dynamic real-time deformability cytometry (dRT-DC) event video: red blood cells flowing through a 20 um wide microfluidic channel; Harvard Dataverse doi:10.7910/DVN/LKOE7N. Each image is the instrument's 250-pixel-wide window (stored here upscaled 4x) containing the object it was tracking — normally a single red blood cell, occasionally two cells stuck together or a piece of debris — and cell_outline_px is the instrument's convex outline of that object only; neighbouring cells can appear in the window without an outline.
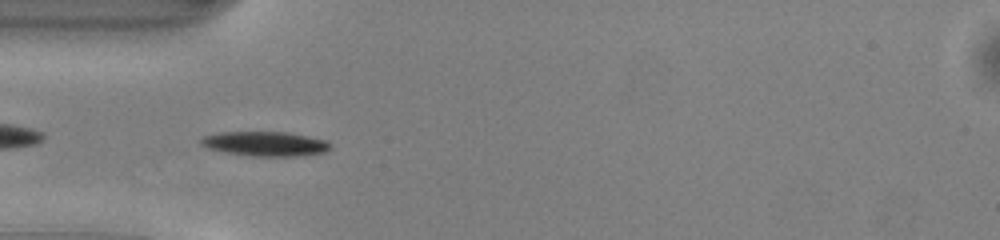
{"species": "common noctule bat (a hibernating species)", "species_latin": "Nyctalus noctula", "temperature_condition": "warm", "stored_images_in_passage": 36, "camera_frame_rate_fps": 3000, "um_per_image_px": 0.085, "animal": {"sex": "male", "body_mass_g": 13.0, "forearm_length_mm": 53.1}, "frame": {"image": 1, "passage_image": 2, "time_ms": 0.333, "image_size_px": [1000, 240], "cell_outline_px": [[332, 148], [324, 152], [300, 156], [252, 156], [224, 152], [208, 148], [200, 144], [200, 140], [204, 136], [220, 132], [288, 132], [308, 136], [324, 140]], "centroid_in_image_um": [22.52, 12.22], "position_along_channel_um": 62.5, "area_um2": 18.44}}
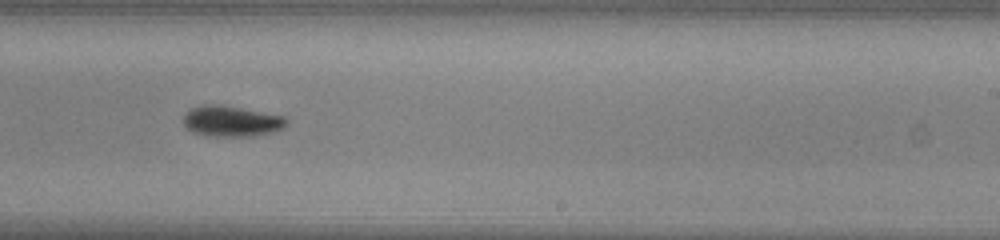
{"frame": {"image": 2, "passage_image": 17, "time_ms": 5.333, "image_size_px": [1000, 240], "cell_outline_px": [[288, 124], [284, 128], [272, 132], [252, 136], [204, 136], [192, 132], [184, 124], [184, 112], [192, 108], [204, 104], [220, 104], [284, 116], [288, 120]], "centroid_in_image_um": [19.67, 10.3], "position_along_channel_um": 269.3, "area_um2": 18.61}}
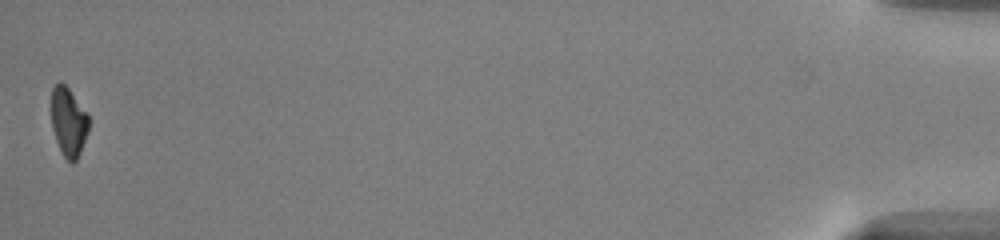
{"frame": {"image": 3, "passage_image": 36, "time_ms": 11.667, "image_size_px": [1000, 240], "cell_outline_px": [[88, 132], [80, 152], [76, 160], [72, 164], [64, 156], [56, 140], [52, 128], [52, 88], [60, 80], [68, 88], [88, 112]], "centroid_in_image_um": [5.83, 10.34], "position_along_channel_um": 429.4, "area_um2": 14.91}, "authors_computed_cell_mechanics": {"area_um2": 17.7157, "velocity_mm_per_s": 4.161, "shape_relaxation_time_tau1_ms": 1.6309, "shape_relaxation_time_tau2_ms": null, "deformation_change_tau1": 0.1236, "deformation_change_tau2": null}}